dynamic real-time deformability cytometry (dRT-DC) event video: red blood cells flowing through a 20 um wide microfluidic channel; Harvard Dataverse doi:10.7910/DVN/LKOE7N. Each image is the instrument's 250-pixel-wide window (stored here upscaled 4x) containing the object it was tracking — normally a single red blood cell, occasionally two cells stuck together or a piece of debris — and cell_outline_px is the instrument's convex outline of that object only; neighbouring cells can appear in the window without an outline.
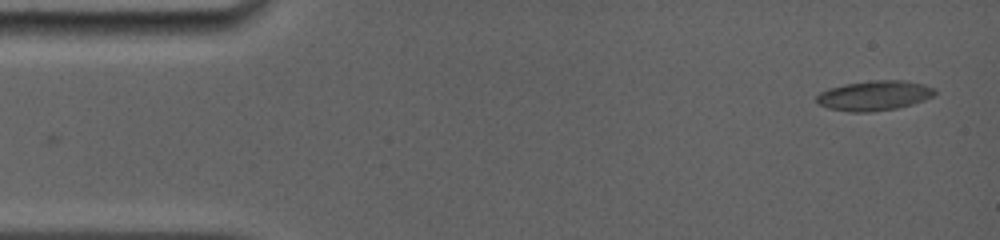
{"species": "common noctule bat (a hibernating species)", "species_latin": "Nyctalus noctula", "temperature_condition": "room temperature", "stored_images_in_passage": 28, "camera_frame_rate_fps": 5000, "um_per_image_px": 0.085, "animal": {"sex": "female", "body_mass_g": 19.0, "forearm_length_mm": 56.7}, "frame": {"image": 1, "passage_image": 1, "time_ms": 0.0, "image_size_px": [1000, 240], "cell_outline_px": [[936, 92], [932, 96], [924, 100], [912, 104], [896, 108], [872, 112], [848, 112], [828, 108], [816, 104], [816, 96], [820, 92], [828, 88], [844, 84], [872, 80], [904, 80], [924, 84], [936, 88]], "centroid_in_image_um": [74.29, 8.12], "position_along_channel_um": 10.7, "area_um2": 20.81}}
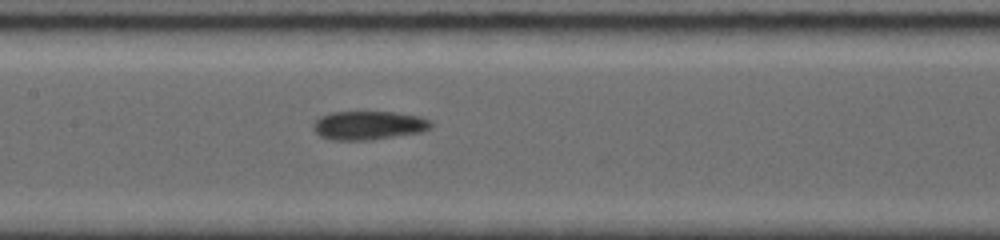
{"frame": {"image": 2, "passage_image": 13, "time_ms": 7.0, "image_size_px": [1000, 240], "cell_outline_px": [[432, 128], [424, 132], [372, 140], [328, 140], [320, 136], [312, 128], [312, 124], [320, 116], [332, 112], [396, 112], [420, 116], [432, 120]], "centroid_in_image_um": [31.36, 10.66], "position_along_channel_um": 176.0, "area_um2": 20.11}}
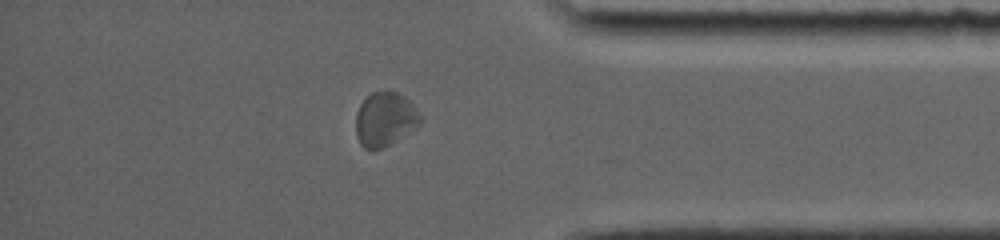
{"frame": {"image": 3, "passage_image": 24, "time_ms": 13.0, "image_size_px": [1000, 240], "cell_outline_px": [[424, 116], [420, 124], [396, 140], [380, 148], [364, 148], [360, 144], [356, 136], [356, 112], [360, 104], [372, 92], [388, 88], [404, 96]], "centroid_in_image_um": [32.73, 10.08], "position_along_channel_um": 402.5, "area_um2": 20.4}, "authors_computed_cell_mechanics": {"area_um2": 19.4786, "velocity_mm_per_s": 3.891, "shape_relaxation_time_tau1_ms": 5.8711, "shape_relaxation_time_tau2_ms": 3.7751, "deformation_change_tau1": 0.1107, "deformation_change_tau2": 0.0886}}